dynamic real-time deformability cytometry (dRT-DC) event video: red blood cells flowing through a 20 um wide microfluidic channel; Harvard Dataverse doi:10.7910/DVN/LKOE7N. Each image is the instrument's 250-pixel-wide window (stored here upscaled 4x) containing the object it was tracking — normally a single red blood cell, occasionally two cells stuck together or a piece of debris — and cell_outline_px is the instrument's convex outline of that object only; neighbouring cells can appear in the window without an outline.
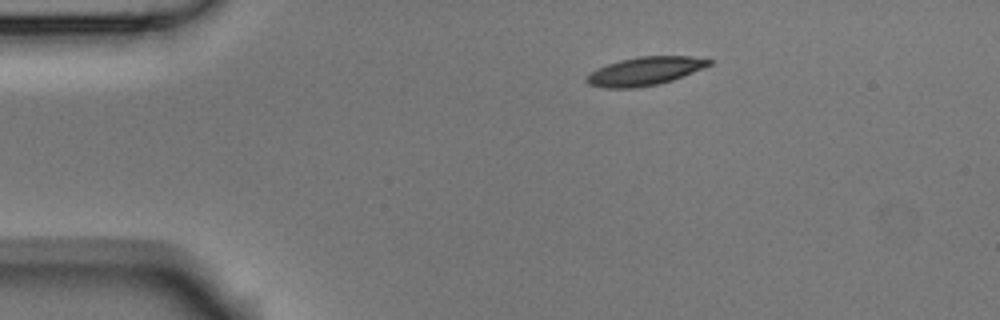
{"species": "Egyptian fruit bat (a non-hibernating species)", "species_latin": "Rousettus aegyptiacus", "temperature_condition": "room temperature", "stored_images_in_passage": 2, "camera_frame_rate_fps": 3000, "um_per_image_px": 0.085, "animal": {"sex": "male"}, "frame": {"image": 1, "passage_image": 1, "time_ms": 0.0, "image_size_px": [1000, 320], "cell_outline_px": [[712, 64], [704, 68], [672, 80], [656, 84], [636, 88], [604, 88], [588, 84], [584, 80], [592, 72], [608, 64], [620, 60], [640, 56], [688, 56], [712, 60]], "centroid_in_image_um": [54.83, 6.05], "position_along_channel_um": 30.2, "area_um2": 20.0}}